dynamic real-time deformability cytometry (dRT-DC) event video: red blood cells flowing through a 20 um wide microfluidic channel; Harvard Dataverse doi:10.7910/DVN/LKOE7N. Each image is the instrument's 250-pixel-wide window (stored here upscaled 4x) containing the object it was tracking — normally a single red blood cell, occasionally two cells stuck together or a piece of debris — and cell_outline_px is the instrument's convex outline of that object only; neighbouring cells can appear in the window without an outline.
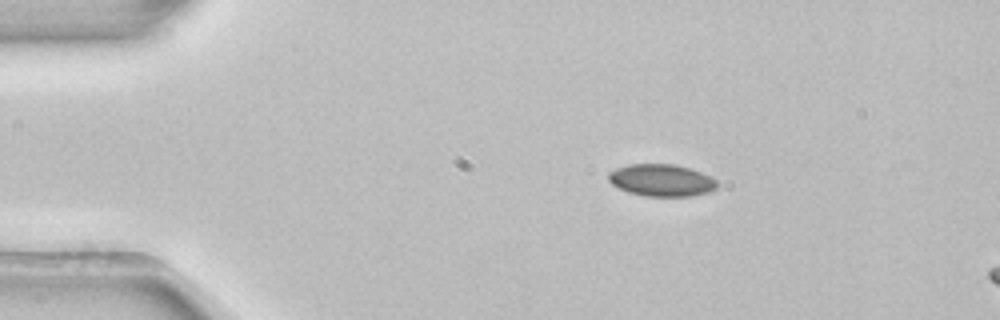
{"species": "common noctule bat (a hibernating species)", "species_latin": "Nyctalus noctula", "temperature_condition": "room temperature", "stored_images_in_passage": 4, "segment_of_instrument_passage": [1, 2], "camera_frame_rate_fps": 3000, "um_per_image_px": 0.085, "animal": {"sex": "female", "body_mass_g": 22.7, "forearm_length_mm": 54.2}, "frame": {"image": 1, "passage_image": 2, "time_ms": 0.333, "image_size_px": [1000, 320], "cell_outline_px": [[720, 184], [716, 188], [708, 192], [692, 196], [644, 196], [628, 192], [612, 184], [608, 180], [608, 172], [616, 168], [628, 164], [676, 164], [700, 172], [716, 180]], "centroid_in_image_um": [56.21, 15.32], "position_along_channel_um": 28.8, "area_um2": 20.35}}